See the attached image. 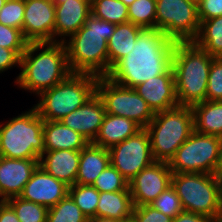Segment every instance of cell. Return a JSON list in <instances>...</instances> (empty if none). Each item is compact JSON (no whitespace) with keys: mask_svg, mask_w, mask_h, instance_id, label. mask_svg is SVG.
Instances as JSON below:
<instances>
[{"mask_svg":"<svg viewBox=\"0 0 222 222\" xmlns=\"http://www.w3.org/2000/svg\"><path fill=\"white\" fill-rule=\"evenodd\" d=\"M175 43L157 28H143L131 52L119 60L106 77L120 86L135 88L162 75L172 67Z\"/></svg>","mask_w":222,"mask_h":222,"instance_id":"6da1fadb","label":"cell"},{"mask_svg":"<svg viewBox=\"0 0 222 222\" xmlns=\"http://www.w3.org/2000/svg\"><path fill=\"white\" fill-rule=\"evenodd\" d=\"M66 47L60 42H29L21 55L20 73L14 86L38 96L70 74Z\"/></svg>","mask_w":222,"mask_h":222,"instance_id":"7a4b0ae2","label":"cell"},{"mask_svg":"<svg viewBox=\"0 0 222 222\" xmlns=\"http://www.w3.org/2000/svg\"><path fill=\"white\" fill-rule=\"evenodd\" d=\"M116 24L90 14L85 24L64 43L72 73L108 75V40Z\"/></svg>","mask_w":222,"mask_h":222,"instance_id":"3957f363","label":"cell"},{"mask_svg":"<svg viewBox=\"0 0 222 222\" xmlns=\"http://www.w3.org/2000/svg\"><path fill=\"white\" fill-rule=\"evenodd\" d=\"M214 56L193 41L176 42L172 69L179 106L192 107L206 101L209 69Z\"/></svg>","mask_w":222,"mask_h":222,"instance_id":"277c9868","label":"cell"},{"mask_svg":"<svg viewBox=\"0 0 222 222\" xmlns=\"http://www.w3.org/2000/svg\"><path fill=\"white\" fill-rule=\"evenodd\" d=\"M97 80L95 75L71 73L64 81L41 92L33 107L43 120L59 121L96 93Z\"/></svg>","mask_w":222,"mask_h":222,"instance_id":"5b68a950","label":"cell"},{"mask_svg":"<svg viewBox=\"0 0 222 222\" xmlns=\"http://www.w3.org/2000/svg\"><path fill=\"white\" fill-rule=\"evenodd\" d=\"M27 110L0 122V156L40 159L45 149L43 119L33 106Z\"/></svg>","mask_w":222,"mask_h":222,"instance_id":"8992f818","label":"cell"},{"mask_svg":"<svg viewBox=\"0 0 222 222\" xmlns=\"http://www.w3.org/2000/svg\"><path fill=\"white\" fill-rule=\"evenodd\" d=\"M145 129L150 137L154 160L169 163L194 131L192 108L177 106L157 112Z\"/></svg>","mask_w":222,"mask_h":222,"instance_id":"52a82bcc","label":"cell"},{"mask_svg":"<svg viewBox=\"0 0 222 222\" xmlns=\"http://www.w3.org/2000/svg\"><path fill=\"white\" fill-rule=\"evenodd\" d=\"M171 185L185 212L218 222L222 211V180L216 174L172 173Z\"/></svg>","mask_w":222,"mask_h":222,"instance_id":"ba28073f","label":"cell"},{"mask_svg":"<svg viewBox=\"0 0 222 222\" xmlns=\"http://www.w3.org/2000/svg\"><path fill=\"white\" fill-rule=\"evenodd\" d=\"M221 137L195 130L169 161L172 173L215 174L219 162Z\"/></svg>","mask_w":222,"mask_h":222,"instance_id":"9c48e42d","label":"cell"},{"mask_svg":"<svg viewBox=\"0 0 222 222\" xmlns=\"http://www.w3.org/2000/svg\"><path fill=\"white\" fill-rule=\"evenodd\" d=\"M96 92L110 115L128 118L141 128H146L154 118L155 113L134 88L120 86L105 76L98 77Z\"/></svg>","mask_w":222,"mask_h":222,"instance_id":"30bf717a","label":"cell"},{"mask_svg":"<svg viewBox=\"0 0 222 222\" xmlns=\"http://www.w3.org/2000/svg\"><path fill=\"white\" fill-rule=\"evenodd\" d=\"M156 28L175 42L193 41L200 28L197 6L189 0H156Z\"/></svg>","mask_w":222,"mask_h":222,"instance_id":"8fae6325","label":"cell"},{"mask_svg":"<svg viewBox=\"0 0 222 222\" xmlns=\"http://www.w3.org/2000/svg\"><path fill=\"white\" fill-rule=\"evenodd\" d=\"M110 163L128 182L144 168L152 165L150 137L145 128L108 149Z\"/></svg>","mask_w":222,"mask_h":222,"instance_id":"7c38bea8","label":"cell"},{"mask_svg":"<svg viewBox=\"0 0 222 222\" xmlns=\"http://www.w3.org/2000/svg\"><path fill=\"white\" fill-rule=\"evenodd\" d=\"M169 163L155 161L129 181L134 206L150 205L171 185Z\"/></svg>","mask_w":222,"mask_h":222,"instance_id":"4fadbf2b","label":"cell"},{"mask_svg":"<svg viewBox=\"0 0 222 222\" xmlns=\"http://www.w3.org/2000/svg\"><path fill=\"white\" fill-rule=\"evenodd\" d=\"M55 3L25 0L22 34L28 42H54Z\"/></svg>","mask_w":222,"mask_h":222,"instance_id":"5bb4252c","label":"cell"},{"mask_svg":"<svg viewBox=\"0 0 222 222\" xmlns=\"http://www.w3.org/2000/svg\"><path fill=\"white\" fill-rule=\"evenodd\" d=\"M68 188L63 181L57 180L39 165L19 197L50 208L68 194Z\"/></svg>","mask_w":222,"mask_h":222,"instance_id":"9a60e30c","label":"cell"},{"mask_svg":"<svg viewBox=\"0 0 222 222\" xmlns=\"http://www.w3.org/2000/svg\"><path fill=\"white\" fill-rule=\"evenodd\" d=\"M40 159H17L0 156V196L7 199L19 196Z\"/></svg>","mask_w":222,"mask_h":222,"instance_id":"2e32d148","label":"cell"},{"mask_svg":"<svg viewBox=\"0 0 222 222\" xmlns=\"http://www.w3.org/2000/svg\"><path fill=\"white\" fill-rule=\"evenodd\" d=\"M105 114L104 103L96 92L83 106L59 121L79 132L89 143H93L100 131Z\"/></svg>","mask_w":222,"mask_h":222,"instance_id":"e0dca14e","label":"cell"},{"mask_svg":"<svg viewBox=\"0 0 222 222\" xmlns=\"http://www.w3.org/2000/svg\"><path fill=\"white\" fill-rule=\"evenodd\" d=\"M134 89L154 113L179 106L172 67L166 73L155 76Z\"/></svg>","mask_w":222,"mask_h":222,"instance_id":"ac0fdd59","label":"cell"},{"mask_svg":"<svg viewBox=\"0 0 222 222\" xmlns=\"http://www.w3.org/2000/svg\"><path fill=\"white\" fill-rule=\"evenodd\" d=\"M91 14V0H66L55 4L54 42H65Z\"/></svg>","mask_w":222,"mask_h":222,"instance_id":"d6986e66","label":"cell"},{"mask_svg":"<svg viewBox=\"0 0 222 222\" xmlns=\"http://www.w3.org/2000/svg\"><path fill=\"white\" fill-rule=\"evenodd\" d=\"M79 159L80 151L67 149L44 151L41 154L39 165L57 180L72 186L76 184Z\"/></svg>","mask_w":222,"mask_h":222,"instance_id":"ffe728a7","label":"cell"},{"mask_svg":"<svg viewBox=\"0 0 222 222\" xmlns=\"http://www.w3.org/2000/svg\"><path fill=\"white\" fill-rule=\"evenodd\" d=\"M44 151L82 150L89 142L61 121L43 120Z\"/></svg>","mask_w":222,"mask_h":222,"instance_id":"44dd1931","label":"cell"},{"mask_svg":"<svg viewBox=\"0 0 222 222\" xmlns=\"http://www.w3.org/2000/svg\"><path fill=\"white\" fill-rule=\"evenodd\" d=\"M110 164V154L107 148L88 143L80 150L76 184L92 185Z\"/></svg>","mask_w":222,"mask_h":222,"instance_id":"7402d4cb","label":"cell"},{"mask_svg":"<svg viewBox=\"0 0 222 222\" xmlns=\"http://www.w3.org/2000/svg\"><path fill=\"white\" fill-rule=\"evenodd\" d=\"M141 129L137 123L128 118L106 113L93 144L109 149L135 135Z\"/></svg>","mask_w":222,"mask_h":222,"instance_id":"603a6c76","label":"cell"},{"mask_svg":"<svg viewBox=\"0 0 222 222\" xmlns=\"http://www.w3.org/2000/svg\"><path fill=\"white\" fill-rule=\"evenodd\" d=\"M142 29L129 21L116 24L115 31L108 40V73L119 60L131 52Z\"/></svg>","mask_w":222,"mask_h":222,"instance_id":"cb8c5ba5","label":"cell"},{"mask_svg":"<svg viewBox=\"0 0 222 222\" xmlns=\"http://www.w3.org/2000/svg\"><path fill=\"white\" fill-rule=\"evenodd\" d=\"M133 201L130 189L116 192H99L96 216L121 221L132 216Z\"/></svg>","mask_w":222,"mask_h":222,"instance_id":"d4e9b609","label":"cell"},{"mask_svg":"<svg viewBox=\"0 0 222 222\" xmlns=\"http://www.w3.org/2000/svg\"><path fill=\"white\" fill-rule=\"evenodd\" d=\"M194 130L222 138V101H204L193 105Z\"/></svg>","mask_w":222,"mask_h":222,"instance_id":"484cf974","label":"cell"},{"mask_svg":"<svg viewBox=\"0 0 222 222\" xmlns=\"http://www.w3.org/2000/svg\"><path fill=\"white\" fill-rule=\"evenodd\" d=\"M193 42L214 57L222 55V16L200 22L199 32Z\"/></svg>","mask_w":222,"mask_h":222,"instance_id":"4316f807","label":"cell"},{"mask_svg":"<svg viewBox=\"0 0 222 222\" xmlns=\"http://www.w3.org/2000/svg\"><path fill=\"white\" fill-rule=\"evenodd\" d=\"M91 14L114 24L128 22V7L120 0H91Z\"/></svg>","mask_w":222,"mask_h":222,"instance_id":"83f0119b","label":"cell"},{"mask_svg":"<svg viewBox=\"0 0 222 222\" xmlns=\"http://www.w3.org/2000/svg\"><path fill=\"white\" fill-rule=\"evenodd\" d=\"M68 194L87 218L95 217L99 202V191L92 185L69 186Z\"/></svg>","mask_w":222,"mask_h":222,"instance_id":"f1b7e54d","label":"cell"},{"mask_svg":"<svg viewBox=\"0 0 222 222\" xmlns=\"http://www.w3.org/2000/svg\"><path fill=\"white\" fill-rule=\"evenodd\" d=\"M87 217L67 194L55 206L48 208L46 222H86Z\"/></svg>","mask_w":222,"mask_h":222,"instance_id":"f546056e","label":"cell"},{"mask_svg":"<svg viewBox=\"0 0 222 222\" xmlns=\"http://www.w3.org/2000/svg\"><path fill=\"white\" fill-rule=\"evenodd\" d=\"M6 202L13 208L20 222H46L48 208L27 201L19 196L11 197Z\"/></svg>","mask_w":222,"mask_h":222,"instance_id":"4dcf8cb0","label":"cell"},{"mask_svg":"<svg viewBox=\"0 0 222 222\" xmlns=\"http://www.w3.org/2000/svg\"><path fill=\"white\" fill-rule=\"evenodd\" d=\"M129 22L142 28H156V0H135L128 6Z\"/></svg>","mask_w":222,"mask_h":222,"instance_id":"1f68e13d","label":"cell"},{"mask_svg":"<svg viewBox=\"0 0 222 222\" xmlns=\"http://www.w3.org/2000/svg\"><path fill=\"white\" fill-rule=\"evenodd\" d=\"M92 186L99 192H116L128 189L129 182L110 164L100 173Z\"/></svg>","mask_w":222,"mask_h":222,"instance_id":"d6a6232c","label":"cell"},{"mask_svg":"<svg viewBox=\"0 0 222 222\" xmlns=\"http://www.w3.org/2000/svg\"><path fill=\"white\" fill-rule=\"evenodd\" d=\"M150 205L171 218H175L184 211L181 200L172 185L166 188Z\"/></svg>","mask_w":222,"mask_h":222,"instance_id":"836d02e7","label":"cell"},{"mask_svg":"<svg viewBox=\"0 0 222 222\" xmlns=\"http://www.w3.org/2000/svg\"><path fill=\"white\" fill-rule=\"evenodd\" d=\"M25 0H7L0 9V23L22 31Z\"/></svg>","mask_w":222,"mask_h":222,"instance_id":"e575fe53","label":"cell"},{"mask_svg":"<svg viewBox=\"0 0 222 222\" xmlns=\"http://www.w3.org/2000/svg\"><path fill=\"white\" fill-rule=\"evenodd\" d=\"M28 43L20 29L0 23V47L14 50L21 57Z\"/></svg>","mask_w":222,"mask_h":222,"instance_id":"d590c367","label":"cell"},{"mask_svg":"<svg viewBox=\"0 0 222 222\" xmlns=\"http://www.w3.org/2000/svg\"><path fill=\"white\" fill-rule=\"evenodd\" d=\"M207 101H222V59L214 57L209 69L207 90Z\"/></svg>","mask_w":222,"mask_h":222,"instance_id":"8d00e7d4","label":"cell"},{"mask_svg":"<svg viewBox=\"0 0 222 222\" xmlns=\"http://www.w3.org/2000/svg\"><path fill=\"white\" fill-rule=\"evenodd\" d=\"M132 216L136 222H172L173 219L151 205L134 206Z\"/></svg>","mask_w":222,"mask_h":222,"instance_id":"74e56055","label":"cell"},{"mask_svg":"<svg viewBox=\"0 0 222 222\" xmlns=\"http://www.w3.org/2000/svg\"><path fill=\"white\" fill-rule=\"evenodd\" d=\"M197 8L200 22L222 16V0H203Z\"/></svg>","mask_w":222,"mask_h":222,"instance_id":"f35d334b","label":"cell"},{"mask_svg":"<svg viewBox=\"0 0 222 222\" xmlns=\"http://www.w3.org/2000/svg\"><path fill=\"white\" fill-rule=\"evenodd\" d=\"M21 57L11 49L0 47V74L13 67L20 69Z\"/></svg>","mask_w":222,"mask_h":222,"instance_id":"ab89813d","label":"cell"},{"mask_svg":"<svg viewBox=\"0 0 222 222\" xmlns=\"http://www.w3.org/2000/svg\"><path fill=\"white\" fill-rule=\"evenodd\" d=\"M172 222H214L212 219L190 212L183 211L172 219Z\"/></svg>","mask_w":222,"mask_h":222,"instance_id":"60d3db41","label":"cell"},{"mask_svg":"<svg viewBox=\"0 0 222 222\" xmlns=\"http://www.w3.org/2000/svg\"><path fill=\"white\" fill-rule=\"evenodd\" d=\"M0 222H20L13 208L6 201L0 204Z\"/></svg>","mask_w":222,"mask_h":222,"instance_id":"b9f144b4","label":"cell"},{"mask_svg":"<svg viewBox=\"0 0 222 222\" xmlns=\"http://www.w3.org/2000/svg\"><path fill=\"white\" fill-rule=\"evenodd\" d=\"M215 174L222 180V140H221V147H220V156L218 166L216 168Z\"/></svg>","mask_w":222,"mask_h":222,"instance_id":"7bdbcfd3","label":"cell"},{"mask_svg":"<svg viewBox=\"0 0 222 222\" xmlns=\"http://www.w3.org/2000/svg\"><path fill=\"white\" fill-rule=\"evenodd\" d=\"M86 222H119V221L110 219V218H102V217L95 216V217L87 218Z\"/></svg>","mask_w":222,"mask_h":222,"instance_id":"ee69618b","label":"cell"},{"mask_svg":"<svg viewBox=\"0 0 222 222\" xmlns=\"http://www.w3.org/2000/svg\"><path fill=\"white\" fill-rule=\"evenodd\" d=\"M119 222H136L135 218L133 216L129 217V218H125Z\"/></svg>","mask_w":222,"mask_h":222,"instance_id":"f6af8a7d","label":"cell"},{"mask_svg":"<svg viewBox=\"0 0 222 222\" xmlns=\"http://www.w3.org/2000/svg\"><path fill=\"white\" fill-rule=\"evenodd\" d=\"M122 1L127 7L130 6L135 0H120Z\"/></svg>","mask_w":222,"mask_h":222,"instance_id":"bcb514c9","label":"cell"},{"mask_svg":"<svg viewBox=\"0 0 222 222\" xmlns=\"http://www.w3.org/2000/svg\"><path fill=\"white\" fill-rule=\"evenodd\" d=\"M191 3L195 4L197 7L203 0H189Z\"/></svg>","mask_w":222,"mask_h":222,"instance_id":"7dc6e473","label":"cell"},{"mask_svg":"<svg viewBox=\"0 0 222 222\" xmlns=\"http://www.w3.org/2000/svg\"><path fill=\"white\" fill-rule=\"evenodd\" d=\"M7 0H0V9L3 7V5L6 3Z\"/></svg>","mask_w":222,"mask_h":222,"instance_id":"c3c4849f","label":"cell"},{"mask_svg":"<svg viewBox=\"0 0 222 222\" xmlns=\"http://www.w3.org/2000/svg\"><path fill=\"white\" fill-rule=\"evenodd\" d=\"M55 4L66 1V0H52Z\"/></svg>","mask_w":222,"mask_h":222,"instance_id":"681fc988","label":"cell"},{"mask_svg":"<svg viewBox=\"0 0 222 222\" xmlns=\"http://www.w3.org/2000/svg\"><path fill=\"white\" fill-rule=\"evenodd\" d=\"M218 222H222V211H221L220 218H219Z\"/></svg>","mask_w":222,"mask_h":222,"instance_id":"f907efd6","label":"cell"}]
</instances>
